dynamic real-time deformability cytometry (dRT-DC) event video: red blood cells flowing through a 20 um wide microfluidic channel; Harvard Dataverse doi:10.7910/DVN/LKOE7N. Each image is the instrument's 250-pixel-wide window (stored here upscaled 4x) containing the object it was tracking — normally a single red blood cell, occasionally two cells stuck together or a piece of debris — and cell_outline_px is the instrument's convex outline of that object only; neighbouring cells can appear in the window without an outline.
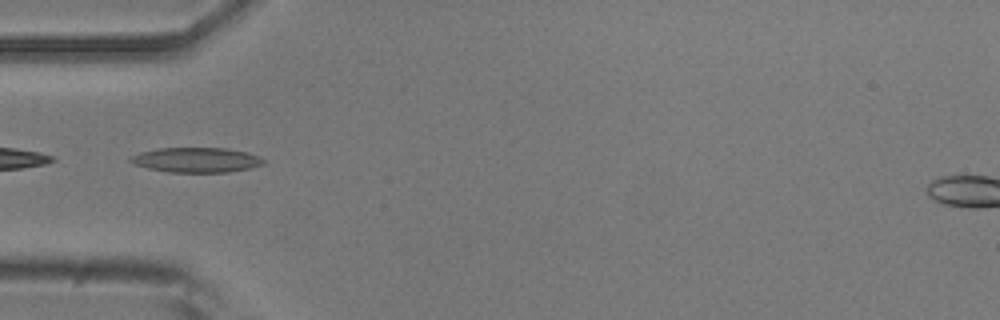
{"species": "common noctule bat (a hibernating species)", "species_latin": "Nyctalus noctula", "temperature_condition": "room temperature", "stored_images_in_passage": 41, "camera_frame_rate_fps": 3000, "um_per_image_px": 0.085, "animal": {"sex": "male", "body_mass_g": 20.5, "forearm_length_mm": 52.5}, "frame": {"image": 1, "passage_image": 5, "time_ms": 1.333, "image_size_px": [1000, 320], "cell_outline_px": [[264, 164], [248, 168], [228, 172], [168, 172], [148, 168], [136, 164], [128, 160], [132, 156], [140, 152], [156, 148], [228, 148], [248, 152], [264, 160]], "centroid_in_image_um": [16.68, 13.59], "position_along_channel_um": 68.3, "area_um2": 19.13}}
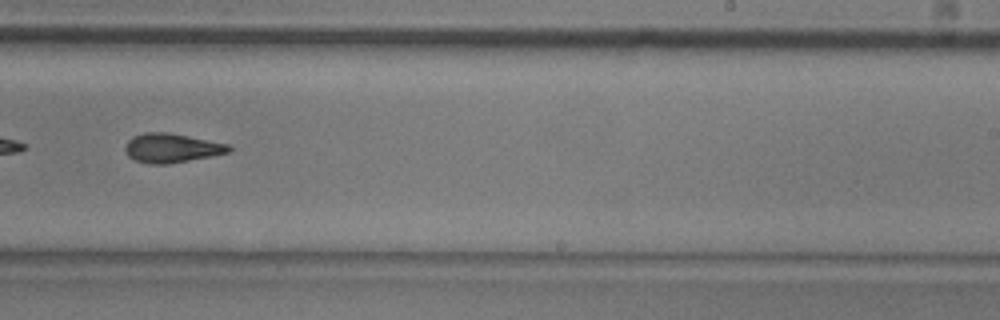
{"frame": {"image": 2, "passage_image": 21, "time_ms": 6.667, "image_size_px": [1000, 320], "cell_outline_px": [[232, 148], [228, 152], [212, 156], [168, 164], [148, 164], [136, 160], [128, 156], [124, 148], [128, 140], [132, 136], [144, 132], [168, 132], [228, 144]], "centroid_in_image_um": [14.55, 12.58], "position_along_channel_um": 274.4, "area_um2": 17.57}}
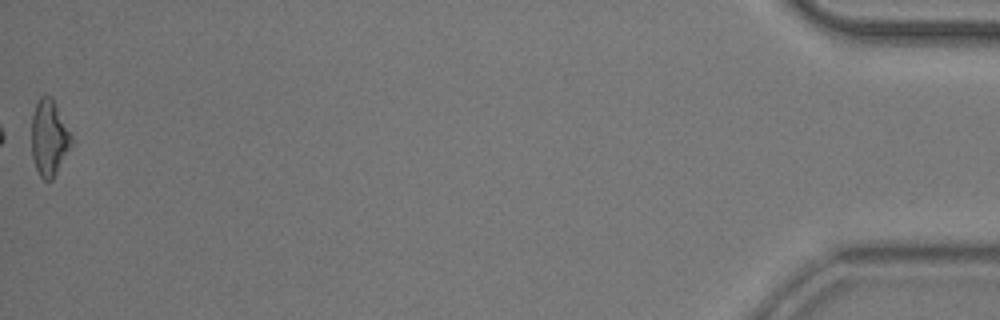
{"frame": {"image": 3, "passage_image": 41, "time_ms": 13.333, "image_size_px": [1000, 320], "cell_outline_px": [[72, 144], [52, 180], [44, 180], [40, 176], [36, 168], [32, 156], [32, 116], [36, 104], [40, 96], [52, 96], [72, 136]], "centroid_in_image_um": [4.17, 11.71], "position_along_channel_um": 431.0, "area_um2": 17.46}, "authors_computed_cell_mechanics": {"area_um2": 17.4556, "velocity_mm_per_s": 3.8442, "shape_relaxation_time_tau1_ms": 4.8531, "shape_relaxation_time_tau2_ms": 3.9139, "deformation_change_tau1": 0.1601, "deformation_change_tau2": 0.1132}}